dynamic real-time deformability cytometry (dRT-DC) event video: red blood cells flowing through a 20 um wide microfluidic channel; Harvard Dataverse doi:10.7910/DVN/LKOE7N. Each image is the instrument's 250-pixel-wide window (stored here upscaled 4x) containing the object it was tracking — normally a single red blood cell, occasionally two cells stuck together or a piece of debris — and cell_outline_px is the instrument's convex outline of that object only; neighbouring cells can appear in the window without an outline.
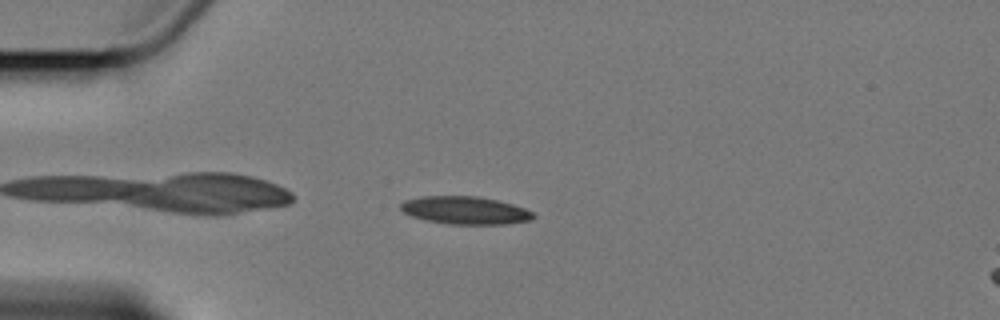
{"species": "Egyptian fruit bat (a non-hibernating species)", "species_latin": "Rousettus aegyptiacus", "temperature_condition": "cold", "stored_images_in_passage": 2, "camera_frame_rate_fps": 3000, "um_per_image_px": 0.085, "animal": {"sex": "female"}, "frame": {"image": 1, "passage_image": 1, "time_ms": 0.0, "image_size_px": [1000, 320], "cell_outline_px": [[536, 216], [532, 220], [504, 224], [448, 224], [428, 220], [412, 216], [404, 212], [400, 208], [400, 204], [404, 200], [424, 196], [476, 196], [496, 200], [512, 204], [524, 208], [532, 212]], "centroid_in_image_um": [39.55, 17.88], "position_along_channel_um": 45.5, "area_um2": 21.33}}